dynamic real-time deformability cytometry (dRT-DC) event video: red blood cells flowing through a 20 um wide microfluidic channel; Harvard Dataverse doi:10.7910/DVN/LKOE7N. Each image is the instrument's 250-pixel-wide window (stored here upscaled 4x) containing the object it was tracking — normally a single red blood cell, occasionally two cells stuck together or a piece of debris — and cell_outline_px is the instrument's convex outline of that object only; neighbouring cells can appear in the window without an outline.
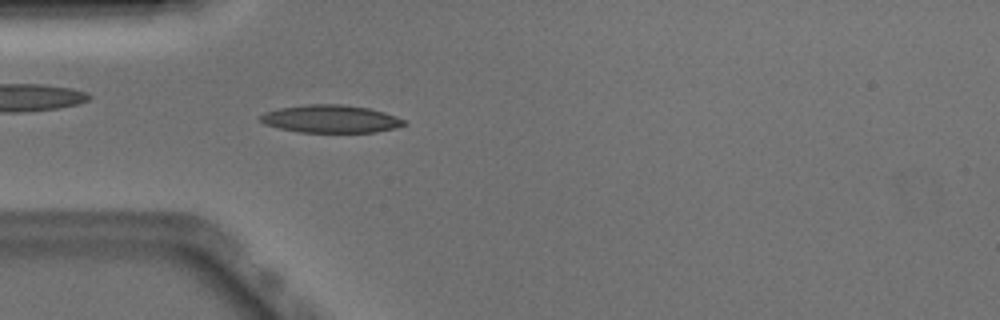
{"species": "Egyptian fruit bat (a non-hibernating species)", "species_latin": "Rousettus aegyptiacus", "temperature_condition": "warm", "stored_images_in_passage": 51, "camera_frame_rate_fps": 3000, "um_per_image_px": 0.085, "animal": {"sex": "male"}, "frame": {"image": 1, "passage_image": 15, "time_ms": 4.667, "image_size_px": [1000, 320], "cell_outline_px": [[408, 124], [396, 128], [376, 132], [300, 132], [280, 128], [264, 124], [260, 120], [260, 116], [264, 112], [280, 108], [304, 104], [344, 104], [368, 108], [384, 112], [408, 120]], "centroid_in_image_um": [28.16, 10.1], "position_along_channel_um": 56.8, "area_um2": 23.41}}
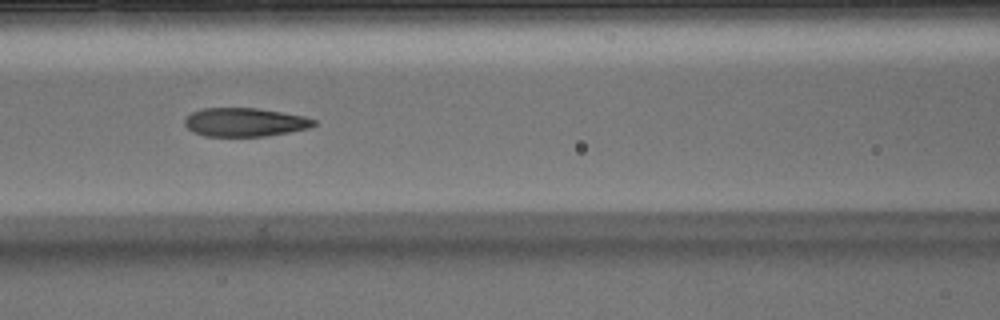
{"frame": {"image": 2, "passage_image": 22, "time_ms": 7.0, "image_size_px": [1000, 320], "cell_outline_px": [[316, 124], [308, 128], [268, 136], [204, 136], [192, 132], [184, 124], [184, 120], [192, 112], [200, 108], [256, 108], [304, 116], [316, 120]], "centroid_in_image_um": [20.78, 10.39], "position_along_channel_um": 145.8, "area_um2": 21.5}}
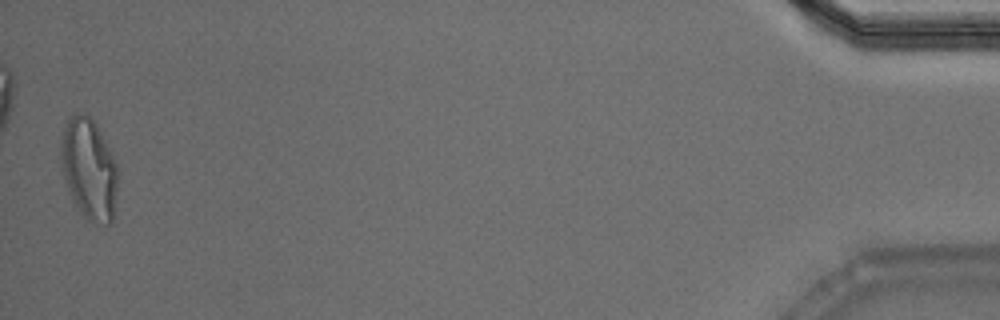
{"frame": {"image": 3, "passage_image": 51, "time_ms": 16.667, "image_size_px": [1000, 320], "cell_outline_px": [[116, 188], [112, 224], [92, 224], [76, 208], [68, 192], [64, 176], [60, 156], [60, 148], [64, 128], [68, 116], [72, 112], [88, 112], [96, 124], [116, 164]], "centroid_in_image_um": [7.52, 14.35], "position_along_channel_um": 427.7, "area_um2": 33.58}, "authors_computed_cell_mechanics": {"area_um2": 22.3686, "velocity_mm_per_s": 3.8912, "shape_relaxation_time_tau1_ms": 7.1162, "shape_relaxation_time_tau2_ms": 1.5771, "deformation_change_tau1": 0.2327, "deformation_change_tau2": 0.0976}}